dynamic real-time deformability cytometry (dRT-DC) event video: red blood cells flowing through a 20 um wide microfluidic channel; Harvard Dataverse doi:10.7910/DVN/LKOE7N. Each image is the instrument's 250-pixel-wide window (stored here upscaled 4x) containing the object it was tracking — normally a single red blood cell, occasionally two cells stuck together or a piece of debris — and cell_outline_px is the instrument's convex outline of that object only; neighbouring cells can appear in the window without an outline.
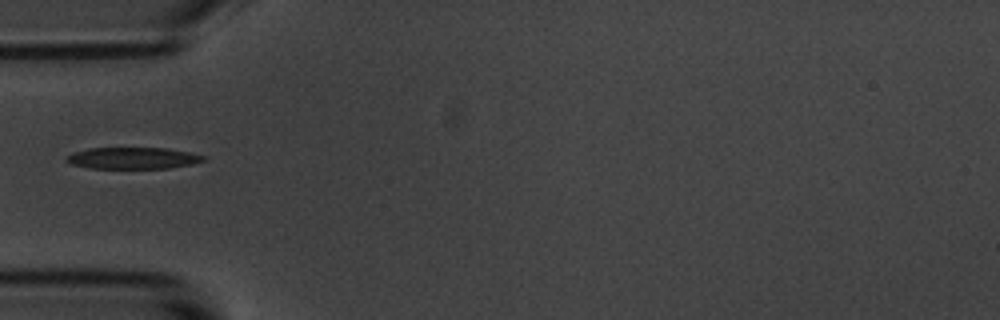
{"species": "common noctule bat (a hibernating species)", "species_latin": "Nyctalus noctula", "temperature_condition": "room temperature", "stored_images_in_passage": 18, "camera_frame_rate_fps": 3000, "um_per_image_px": 0.085, "animal": {"sex": "male", "body_mass_g": 20.1, "forearm_length_mm": 53.5}, "frame": {"image": 1, "passage_image": 1, "time_ms": 0.0, "image_size_px": [1000, 320], "cell_outline_px": [[204, 160], [192, 164], [168, 168], [88, 168], [72, 164], [64, 160], [72, 152], [88, 148], [164, 148], [188, 152], [204, 156]], "centroid_in_image_um": [11.24, 13.44], "position_along_channel_um": 73.8, "area_um2": 17.05}}
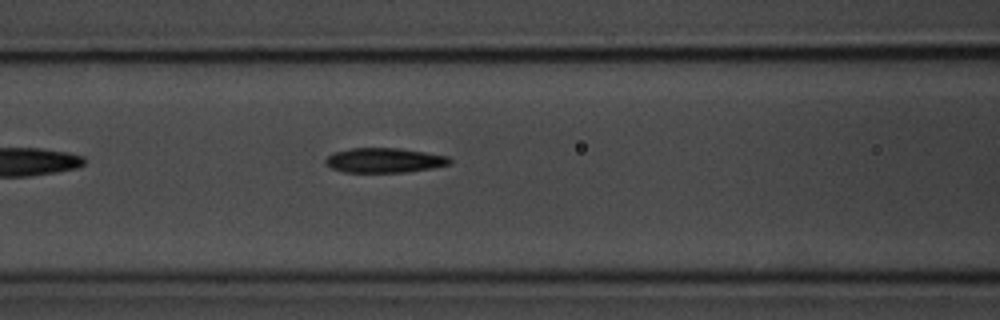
{"frame": {"image": 2, "passage_image": 6, "time_ms": 1.667, "image_size_px": [1000, 320], "cell_outline_px": [[452, 164], [432, 168], [408, 172], [344, 172], [332, 168], [324, 164], [324, 160], [328, 156], [336, 152], [352, 148], [400, 148], [448, 156], [452, 160]], "centroid_in_image_um": [32.69, 13.63], "position_along_channel_um": 133.9, "area_um2": 17.92}}
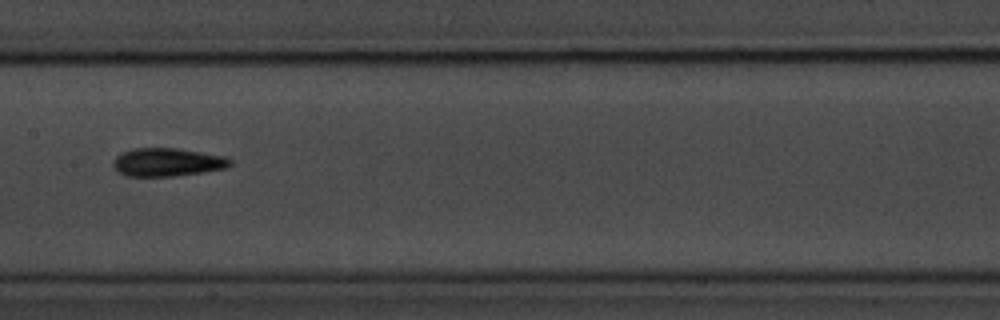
{"frame": {"image": 3, "passage_image": 11, "time_ms": 3.333, "image_size_px": [1000, 320], "cell_outline_px": [[232, 164], [224, 168], [204, 172], [172, 176], [128, 176], [120, 172], [112, 164], [116, 156], [120, 152], [132, 148], [180, 148], [224, 156], [232, 160]], "centroid_in_image_um": [14.22, 13.77], "position_along_channel_um": 193.2, "area_um2": 19.25}}